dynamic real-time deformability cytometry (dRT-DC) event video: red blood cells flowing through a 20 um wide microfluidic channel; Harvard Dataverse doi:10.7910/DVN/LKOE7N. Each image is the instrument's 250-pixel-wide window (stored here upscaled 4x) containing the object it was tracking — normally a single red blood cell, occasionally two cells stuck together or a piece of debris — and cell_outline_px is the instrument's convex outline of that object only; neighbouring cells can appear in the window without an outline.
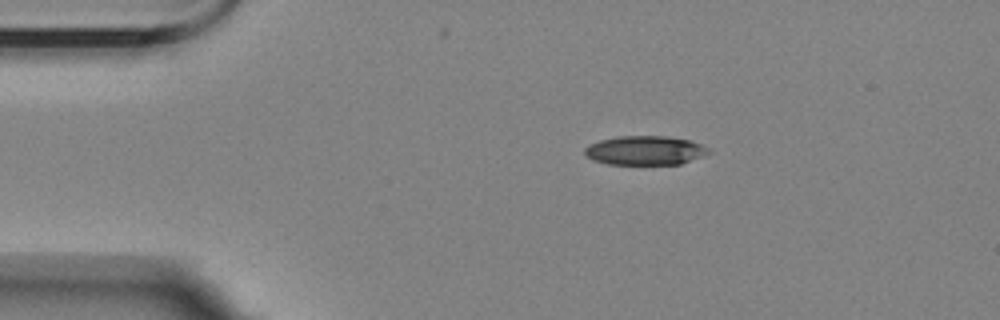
{"species": "Egyptian fruit bat (a non-hibernating species)", "species_latin": "Rousettus aegyptiacus", "temperature_condition": "room temperature", "stored_images_in_passage": 4, "camera_frame_rate_fps": 3000, "um_per_image_px": 0.085, "animal": {"sex": "female"}, "frame": {"image": 1, "passage_image": 1, "time_ms": 0.0, "image_size_px": [1000, 320], "cell_outline_px": [[712, 152], [704, 156], [680, 164], [608, 164], [592, 160], [584, 152], [584, 148], [600, 140], [616, 136], [664, 136], [688, 140], [700, 144], [708, 148]], "centroid_in_image_um": [54.84, 12.79], "position_along_channel_um": 30.2, "area_um2": 20.92}}
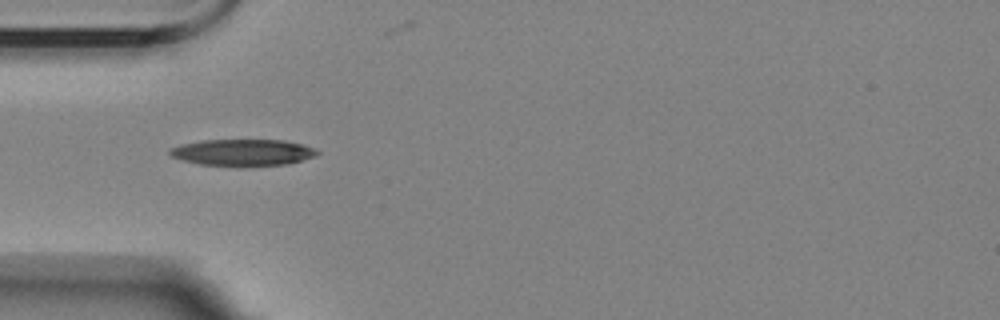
{"frame": {"image": 2, "passage_image": 3, "time_ms": 2.333, "image_size_px": [1000, 320], "cell_outline_px": [[320, 152], [316, 156], [288, 164], [244, 168], [236, 168], [200, 164], [184, 160], [172, 156], [168, 152], [172, 148], [180, 144], [200, 140], [284, 140], [304, 144]], "centroid_in_image_um": [20.66, 12.99], "position_along_channel_um": 64.3, "area_um2": 23.47}}
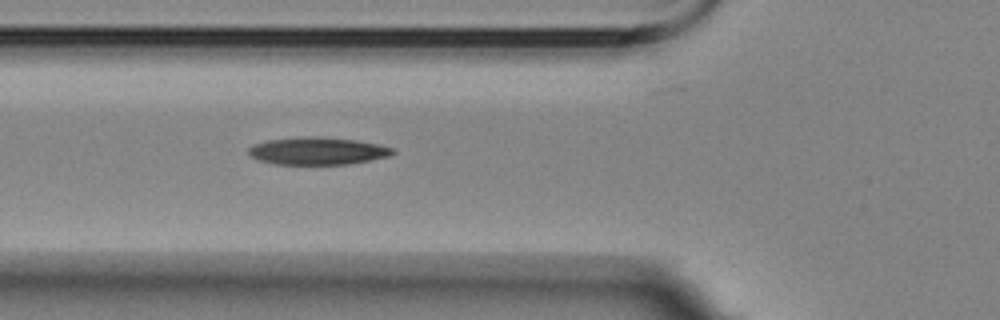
{"frame": {"image": 3, "passage_image": 4, "time_ms": 3.333, "image_size_px": [1000, 320], "cell_outline_px": [[396, 152], [392, 156], [372, 160], [348, 164], [276, 164], [260, 160], [252, 156], [248, 152], [248, 148], [252, 144], [268, 140], [308, 136], [320, 136], [356, 140], [380, 144], [392, 148]], "centroid_in_image_um": [27.04, 12.82], "position_along_channel_um": 98.8, "area_um2": 23.18}}